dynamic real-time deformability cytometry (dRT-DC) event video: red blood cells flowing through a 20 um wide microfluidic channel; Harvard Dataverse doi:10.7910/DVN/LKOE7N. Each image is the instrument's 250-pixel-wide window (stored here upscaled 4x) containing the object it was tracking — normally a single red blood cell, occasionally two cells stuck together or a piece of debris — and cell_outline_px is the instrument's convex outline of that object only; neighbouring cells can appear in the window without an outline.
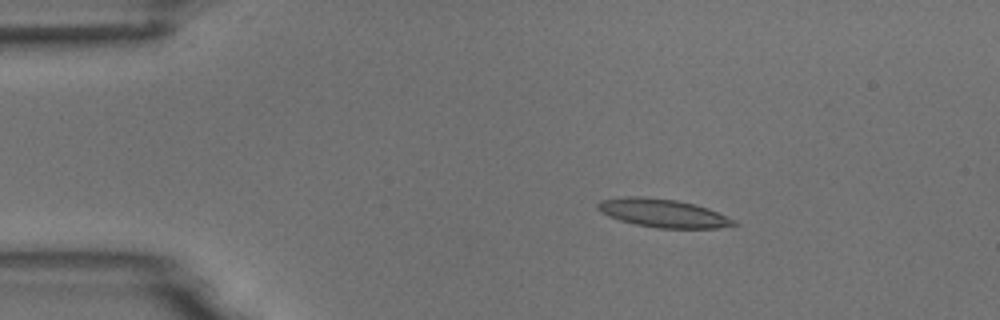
{"species": "common noctule bat (a hibernating species)", "species_latin": "Nyctalus noctula", "temperature_condition": "room temperature", "stored_images_in_passage": 5, "camera_frame_rate_fps": 3000, "um_per_image_px": 0.085, "animal": {"sex": "male", "body_mass_g": 18.8}, "frame": {"image": 1, "passage_image": 2, "time_ms": 1.333, "image_size_px": [1000, 320], "cell_outline_px": [[740, 224], [716, 228], [656, 228], [636, 224], [620, 220], [608, 216], [600, 212], [596, 208], [596, 204], [600, 200], [624, 196], [644, 196], [676, 200], [696, 204], [708, 208], [736, 220]], "centroid_in_image_um": [56.34, 18.1], "position_along_channel_um": 28.7, "area_um2": 22.66}}
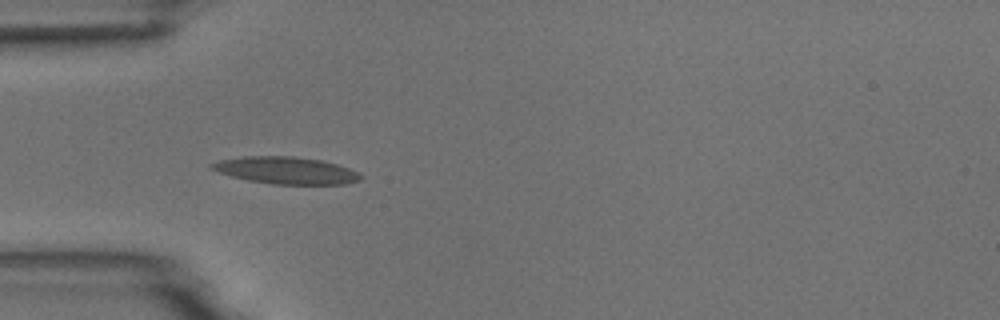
{"frame": {"image": 2, "passage_image": 4, "time_ms": 3.667, "image_size_px": [1000, 320], "cell_outline_px": [[364, 176], [360, 180], [344, 184], [272, 184], [248, 180], [232, 176], [208, 168], [208, 164], [220, 160], [244, 156], [292, 156], [320, 160], [336, 164], [360, 172]], "centroid_in_image_um": [24.31, 14.48], "position_along_channel_um": 60.7, "area_um2": 23.47}}